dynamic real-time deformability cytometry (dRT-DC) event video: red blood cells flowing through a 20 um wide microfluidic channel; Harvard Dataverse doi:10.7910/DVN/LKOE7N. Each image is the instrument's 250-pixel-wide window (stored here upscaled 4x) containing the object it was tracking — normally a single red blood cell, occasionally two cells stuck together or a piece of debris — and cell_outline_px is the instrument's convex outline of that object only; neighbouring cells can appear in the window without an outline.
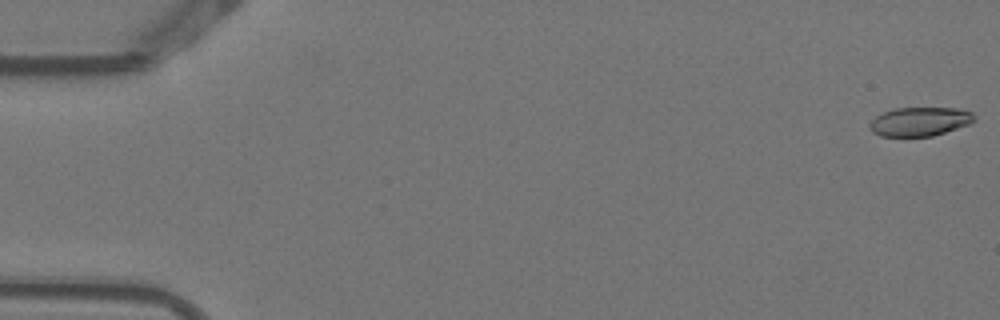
{"species": "Egyptian fruit bat (a non-hibernating species)", "species_latin": "Rousettus aegyptiacus", "temperature_condition": "warm", "stored_images_in_passage": 7, "camera_frame_rate_fps": 3000, "um_per_image_px": 0.085, "animal": {"sex": "female"}, "frame": {"image": 1, "passage_image": 1, "time_ms": 0.0, "image_size_px": [1000, 320], "cell_outline_px": [[976, 120], [968, 124], [932, 136], [880, 136], [872, 132], [868, 124], [876, 116], [884, 112], [896, 108], [956, 108], [972, 112], [976, 116]], "centroid_in_image_um": [78.18, 10.33], "position_along_channel_um": 6.8, "area_um2": 17.51}}
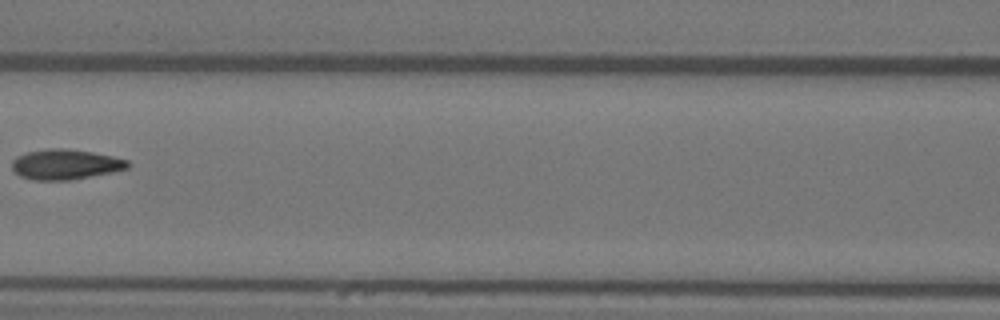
{"frame": {"image": 2, "passage_image": 7, "time_ms": 2.0, "image_size_px": [1000, 320], "cell_outline_px": [[132, 164], [128, 168], [112, 172], [68, 180], [32, 180], [20, 176], [12, 168], [12, 160], [16, 156], [28, 152], [48, 148], [64, 148], [92, 152], [112, 156], [128, 160]], "centroid_in_image_um": [5.56, 13.97], "position_along_channel_um": 161.0, "area_um2": 20.35}}